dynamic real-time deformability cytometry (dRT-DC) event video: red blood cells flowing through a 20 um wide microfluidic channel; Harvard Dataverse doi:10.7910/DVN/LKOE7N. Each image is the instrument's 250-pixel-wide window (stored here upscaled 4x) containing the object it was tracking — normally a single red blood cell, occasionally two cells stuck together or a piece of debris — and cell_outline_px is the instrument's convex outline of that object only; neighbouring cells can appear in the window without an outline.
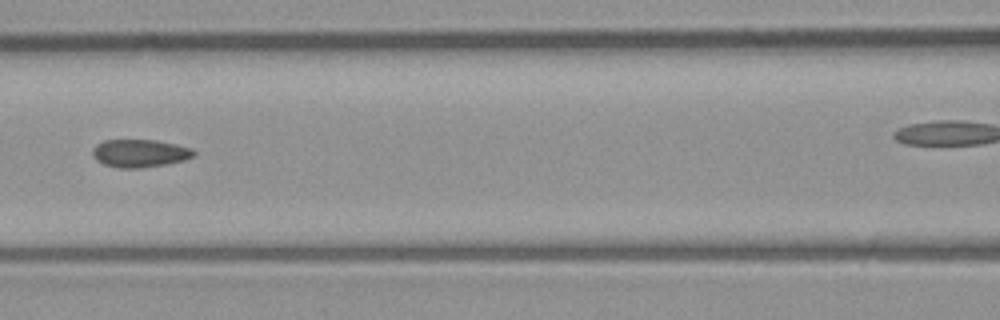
{"species": "common noctule bat (a hibernating species)", "species_latin": "Nyctalus noctula", "temperature_condition": "room temperature", "stored_images_in_passage": 6, "segment_of_instrument_passage": [1, 2], "camera_frame_rate_fps": 3000, "um_per_image_px": 0.085, "animal": {"sex": "male", "body_mass_g": 23.1, "forearm_length_mm": 52.7}, "frame": {"image": 1, "passage_image": 5, "time_ms": 4.667, "image_size_px": [1000, 320], "cell_outline_px": [[196, 156], [184, 160], [168, 164], [140, 168], [120, 168], [104, 164], [96, 160], [92, 152], [92, 148], [96, 144], [104, 140], [156, 140], [176, 144], [192, 148], [196, 152]], "centroid_in_image_um": [11.91, 13.03], "position_along_channel_um": 154.7, "area_um2": 16.59}}